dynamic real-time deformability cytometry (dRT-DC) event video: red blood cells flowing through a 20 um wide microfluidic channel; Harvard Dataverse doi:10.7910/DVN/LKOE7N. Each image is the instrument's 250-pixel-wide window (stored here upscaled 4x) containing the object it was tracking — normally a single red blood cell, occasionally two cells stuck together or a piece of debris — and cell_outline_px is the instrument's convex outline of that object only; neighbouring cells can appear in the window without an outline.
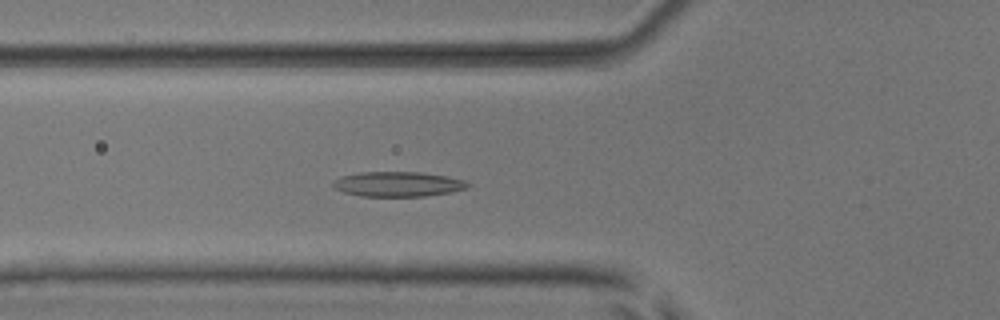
{"species": "common noctule bat (a hibernating species)", "species_latin": "Nyctalus noctula", "temperature_condition": "room temperature", "stored_images_in_passage": 53, "camera_frame_rate_fps": 3000, "um_per_image_px": 0.085, "animal": {"sex": "male", "body_mass_g": 17.9, "forearm_length_mm": 54.2}, "frame": {"image": 1, "passage_image": 20, "time_ms": 6.333, "image_size_px": [1000, 320], "cell_outline_px": [[472, 184], [468, 188], [448, 192], [424, 196], [360, 196], [344, 192], [336, 188], [332, 184], [332, 180], [340, 176], [360, 172], [420, 172], [448, 176], [464, 180]], "centroid_in_image_um": [33.82, 15.64], "position_along_channel_um": 92.0, "area_um2": 19.59}}
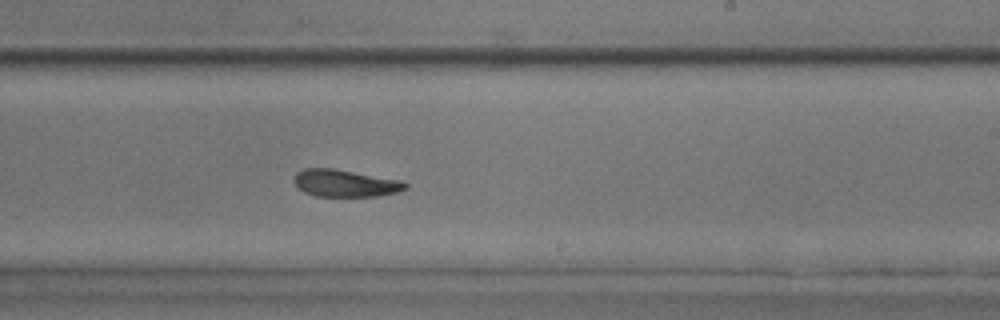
{"frame": {"image": 2, "passage_image": 33, "time_ms": 10.667, "image_size_px": [1000, 320], "cell_outline_px": [[408, 188], [396, 192], [376, 196], [316, 196], [304, 192], [292, 180], [296, 172], [304, 168], [332, 168], [400, 180], [408, 184]], "centroid_in_image_um": [29.31, 15.57], "position_along_channel_um": 259.7, "area_um2": 17.51}}
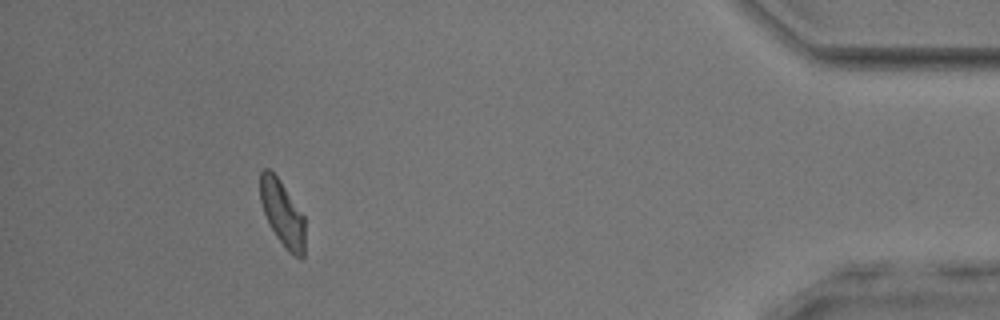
{"frame": {"image": 3, "passage_image": 49, "time_ms": 16.0, "image_size_px": [1000, 320], "cell_outline_px": [[304, 256], [300, 260], [292, 256], [284, 248], [276, 236], [264, 212], [260, 200], [260, 172], [264, 168], [268, 168], [280, 180], [304, 216]], "centroid_in_image_um": [24.01, 18.17], "position_along_channel_um": 411.2, "area_um2": 17.11}, "authors_computed_cell_mechanics": {"area_um2": 18.207, "velocity_mm_per_s": 3.8818, "shape_relaxation_time_tau1_ms": null, "shape_relaxation_time_tau2_ms": 3.8455, "deformation_change_tau1": null, "deformation_change_tau2": 0.1194}}